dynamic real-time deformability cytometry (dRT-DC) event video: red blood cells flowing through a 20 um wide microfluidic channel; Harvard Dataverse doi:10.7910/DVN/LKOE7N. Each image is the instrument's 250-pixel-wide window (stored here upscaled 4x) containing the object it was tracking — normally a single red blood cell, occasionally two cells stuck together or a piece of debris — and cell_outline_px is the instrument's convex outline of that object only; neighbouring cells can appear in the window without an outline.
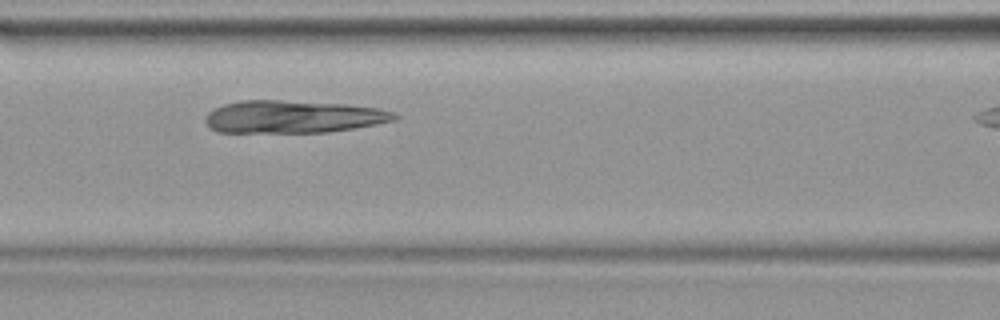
{"species": "common noctule bat (a hibernating species)", "species_latin": "Nyctalus noctula", "temperature_condition": "warm", "stored_images_in_passage": 23, "camera_frame_rate_fps": 3000, "um_per_image_px": 0.085, "animal": {"sex": "female", "body_mass_g": 19.9}, "frame": {"image": 1, "passage_image": 10, "time_ms": 3.0, "image_size_px": [1000, 320], "cell_outline_px": [[400, 116], [396, 120], [376, 124], [328, 132], [216, 132], [208, 128], [204, 120], [208, 112], [224, 104], [240, 100], [280, 100], [344, 104], [380, 108], [392, 112]], "centroid_in_image_um": [24.88, 9.92], "position_along_channel_um": 141.7, "area_um2": 35.95}}